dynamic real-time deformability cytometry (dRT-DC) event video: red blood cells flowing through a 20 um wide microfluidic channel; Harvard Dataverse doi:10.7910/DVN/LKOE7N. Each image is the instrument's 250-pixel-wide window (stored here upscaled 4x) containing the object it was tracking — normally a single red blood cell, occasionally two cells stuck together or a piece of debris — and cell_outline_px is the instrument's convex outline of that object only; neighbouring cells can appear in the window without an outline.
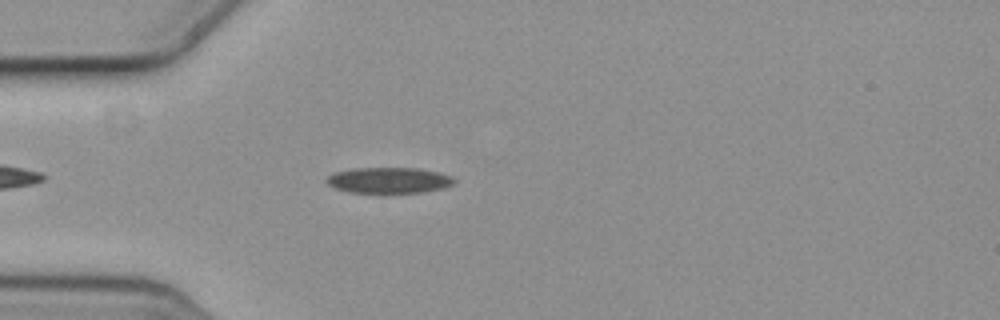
{"species": "common noctule bat (a hibernating species)", "species_latin": "Nyctalus noctula", "temperature_condition": "cold", "stored_images_in_passage": 5, "camera_frame_rate_fps": 3000, "um_per_image_px": 0.085, "animal": {"sex": "female", "body_mass_g": 19.3, "forearm_length_mm": 54.1}, "frame": {"image": 1, "passage_image": 5, "time_ms": 1.333, "image_size_px": [1000, 320], "cell_outline_px": [[456, 180], [452, 184], [440, 188], [424, 192], [380, 196], [348, 192], [336, 188], [328, 184], [324, 180], [328, 176], [336, 172], [356, 168], [420, 168], [440, 172], [452, 176]], "centroid_in_image_um": [33.04, 15.37], "position_along_channel_um": 52.0, "area_um2": 20.11}}